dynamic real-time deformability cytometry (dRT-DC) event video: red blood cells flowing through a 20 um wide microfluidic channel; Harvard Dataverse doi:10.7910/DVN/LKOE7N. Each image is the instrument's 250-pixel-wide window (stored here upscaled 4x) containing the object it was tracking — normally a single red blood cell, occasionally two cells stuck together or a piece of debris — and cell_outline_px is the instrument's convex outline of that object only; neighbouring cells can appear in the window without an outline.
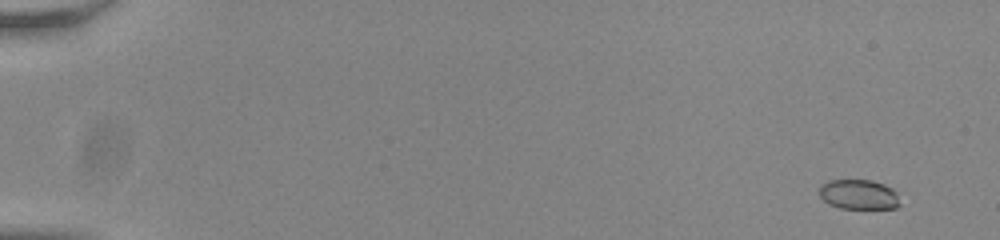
{"species": "common noctule bat (a hibernating species)", "species_latin": "Nyctalus noctula", "temperature_condition": "room temperature", "stored_images_in_passage": 56, "camera_frame_rate_fps": 3000, "um_per_image_px": 0.085, "animal": {"sex": "male", "body_mass_g": 20.0, "forearm_length_mm": 53.3}, "frame": {"image": 1, "passage_image": 4, "time_ms": 1.0, "image_size_px": [1000, 240], "cell_outline_px": [[900, 204], [896, 208], [840, 208], [828, 204], [820, 196], [820, 184], [828, 180], [872, 180], [884, 184], [892, 188], [896, 192]], "centroid_in_image_um": [72.98, 16.52], "position_along_channel_um": 12.0, "area_um2": 14.05}}
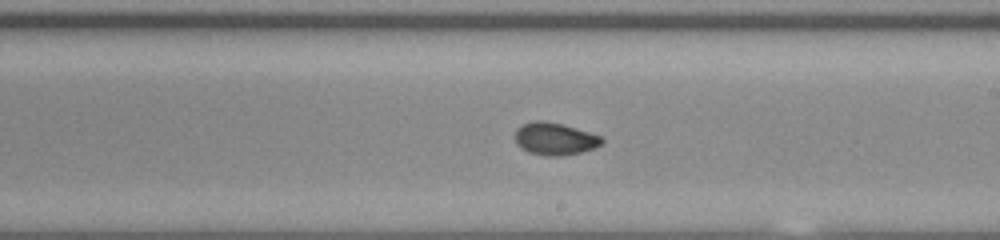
{"frame": {"image": 2, "passage_image": 35, "time_ms": 11.333, "image_size_px": [1000, 240], "cell_outline_px": [[604, 144], [596, 148], [580, 152], [560, 156], [548, 156], [528, 152], [520, 148], [516, 144], [516, 128], [532, 120], [544, 120], [564, 124], [600, 136], [604, 140]], "centroid_in_image_um": [47.16, 11.79], "position_along_channel_um": 241.8, "area_um2": 16.53}}
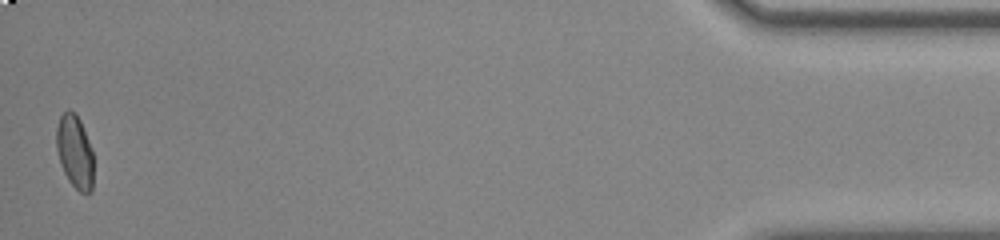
{"frame": {"image": 3, "passage_image": 56, "time_ms": 18.333, "image_size_px": [1000, 240], "cell_outline_px": [[92, 192], [80, 192], [68, 180], [60, 164], [56, 148], [56, 128], [60, 116], [68, 108], [76, 112], [80, 120], [92, 148]], "centroid_in_image_um": [6.34, 12.85], "position_along_channel_um": 428.9, "area_um2": 15.9}, "authors_computed_cell_mechanics": {"area_um2": 16.0684, "velocity_mm_per_s": 3.8215, "shape_relaxation_time_tau1_ms": 4.9754, "shape_relaxation_time_tau2_ms": 1.1007, "deformation_change_tau1": 0.1388, "deformation_change_tau2": 0.0401}}